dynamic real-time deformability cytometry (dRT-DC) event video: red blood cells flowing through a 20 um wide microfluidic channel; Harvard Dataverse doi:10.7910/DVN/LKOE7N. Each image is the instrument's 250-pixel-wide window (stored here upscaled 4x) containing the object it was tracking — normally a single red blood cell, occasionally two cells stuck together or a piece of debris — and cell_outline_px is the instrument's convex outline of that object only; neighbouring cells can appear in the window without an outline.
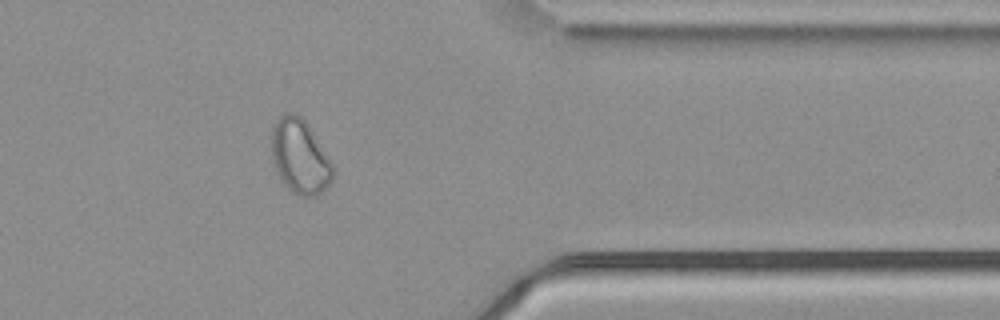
{"species": "common noctule bat (a hibernating species)", "species_latin": "Nyctalus noctula", "temperature_condition": "cold", "stored_images_in_passage": 53, "camera_frame_rate_fps": 3000, "um_per_image_px": 0.085, "animal": {"sex": "male", "body_mass_g": 21.5, "forearm_length_mm": 52.0}, "frame": {"image": 1, "passage_image": 46, "time_ms": 15.0, "image_size_px": [1000, 320], "cell_outline_px": [[332, 180], [316, 196], [300, 196], [292, 192], [280, 180], [272, 156], [272, 124], [284, 112], [292, 112], [300, 116], [304, 120], [312, 132], [332, 164]], "centroid_in_image_um": [25.45, 13.3], "position_along_channel_um": 385.9, "area_um2": 26.07}}